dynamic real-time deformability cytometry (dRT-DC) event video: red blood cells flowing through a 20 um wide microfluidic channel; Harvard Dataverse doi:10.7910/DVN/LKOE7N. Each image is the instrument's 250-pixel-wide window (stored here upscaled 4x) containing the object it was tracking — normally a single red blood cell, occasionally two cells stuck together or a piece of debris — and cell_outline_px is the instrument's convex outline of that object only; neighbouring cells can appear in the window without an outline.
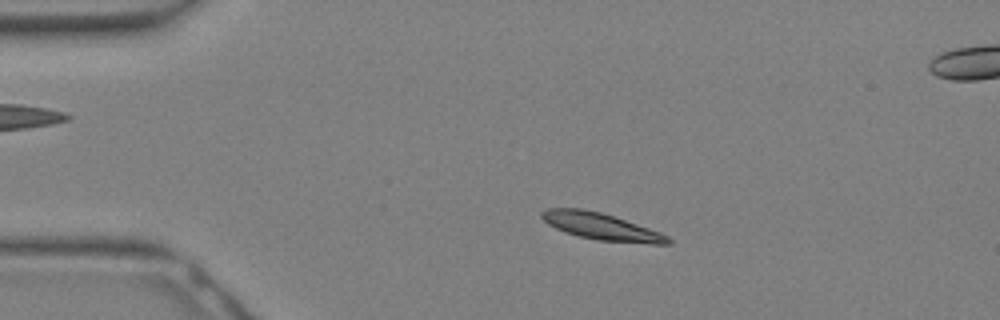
{"species": "Egyptian fruit bat (a non-hibernating species)", "species_latin": "Rousettus aegyptiacus", "temperature_condition": "warm", "stored_images_in_passage": 14, "camera_frame_rate_fps": 3000, "um_per_image_px": 0.085, "animal": {"sex": "female"}, "frame": {"image": 1, "passage_image": 5, "time_ms": 1.333, "image_size_px": [1000, 320], "cell_outline_px": [[672, 244], [652, 244], [596, 240], [564, 232], [548, 224], [540, 216], [540, 212], [548, 208], [584, 208], [600, 212], [660, 232], [668, 236], [672, 240]], "centroid_in_image_um": [51.1, 19.25], "position_along_channel_um": 33.9, "area_um2": 19.65}}
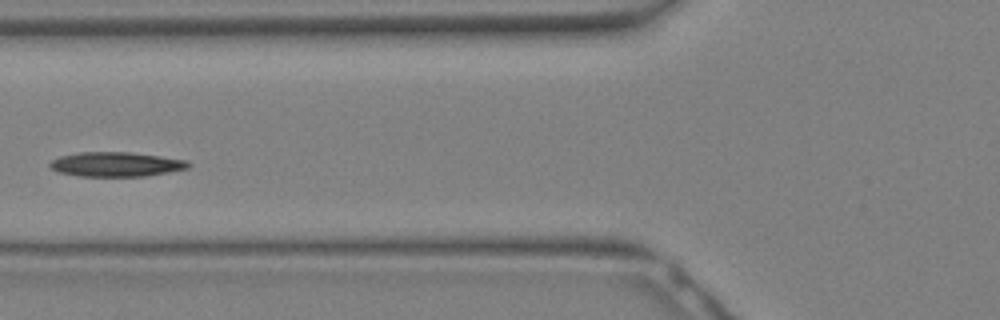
{"frame": {"image": 2, "passage_image": 11, "time_ms": 3.333, "image_size_px": [1000, 320], "cell_outline_px": [[192, 164], [188, 168], [168, 172], [144, 176], [80, 176], [56, 172], [48, 164], [52, 160], [60, 156], [80, 152], [128, 152], [160, 156], [188, 160]], "centroid_in_image_um": [9.87, 13.96], "position_along_channel_um": 115.9, "area_um2": 19.77}}
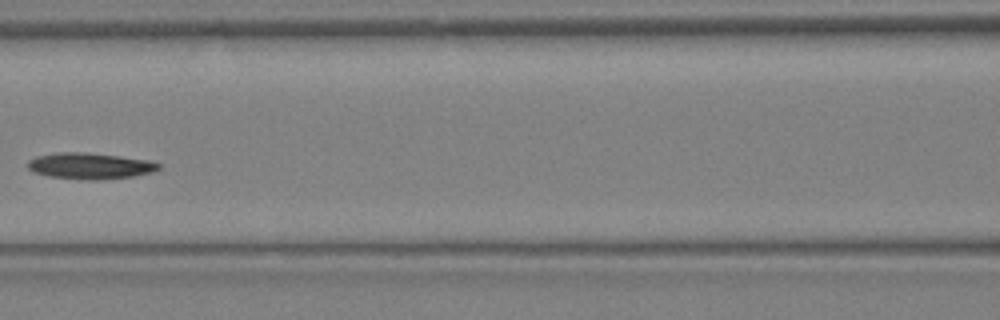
{"frame": {"image": 3, "passage_image": 13, "time_ms": 4.0, "image_size_px": [1000, 320], "cell_outline_px": [[160, 168], [152, 172], [132, 176], [100, 180], [84, 180], [48, 176], [32, 172], [28, 168], [28, 160], [36, 156], [56, 152], [84, 152], [120, 156], [148, 160], [160, 164]], "centroid_in_image_um": [7.61, 14.1], "position_along_channel_um": 159.0, "area_um2": 20.06}}